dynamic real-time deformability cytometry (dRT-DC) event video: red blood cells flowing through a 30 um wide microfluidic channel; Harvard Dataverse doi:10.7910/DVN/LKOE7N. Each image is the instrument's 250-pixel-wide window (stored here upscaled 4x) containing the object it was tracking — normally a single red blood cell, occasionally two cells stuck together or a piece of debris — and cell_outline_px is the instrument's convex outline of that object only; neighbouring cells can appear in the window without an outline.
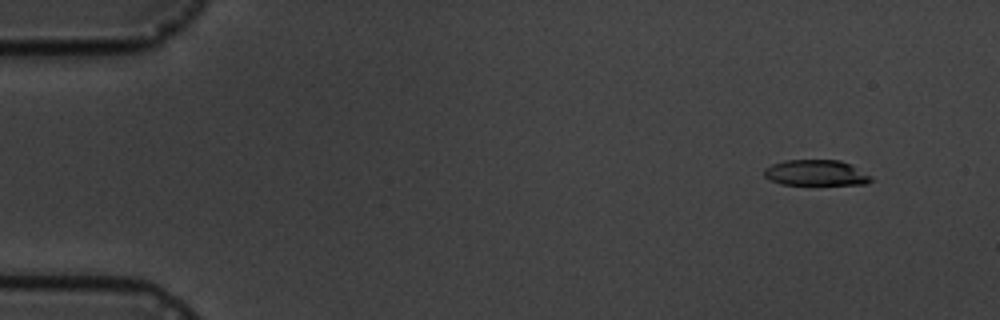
{"species": "common noctule bat (a hibernating species)", "species_latin": "Nyctalus noctula", "temperature_condition": "cold", "stored_images_in_passage": 6, "camera_frame_rate_fps": 3000, "um_per_image_px": 0.085, "animal": {"sex": "male", "body_mass_g": 19.5, "forearm_length_mm": 54.6}, "frame": {"image": 1, "passage_image": 2, "time_ms": 1.0, "image_size_px": [1000, 320], "cell_outline_px": [[872, 180], [868, 184], [780, 184], [764, 176], [764, 168], [772, 164], [784, 160], [840, 160], [852, 164], [872, 176]], "centroid_in_image_um": [69.38, 14.68], "position_along_channel_um": 15.6, "area_um2": 16.07}}
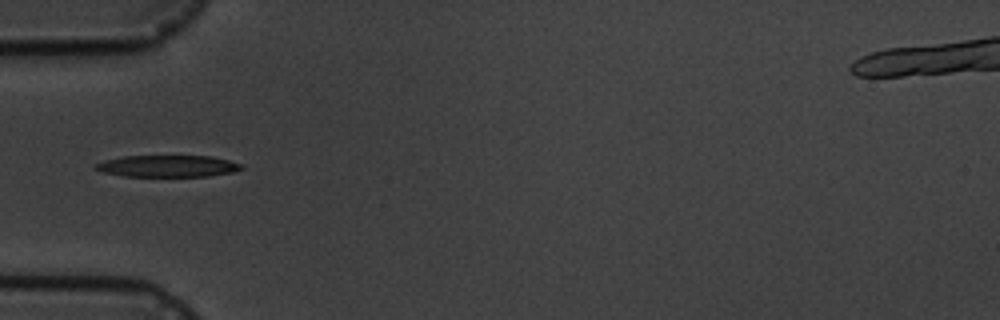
{"frame": {"image": 2, "passage_image": 6, "time_ms": 5.667, "image_size_px": [1000, 320], "cell_outline_px": [[244, 168], [232, 172], [208, 176], [124, 176], [104, 172], [96, 168], [96, 164], [104, 160], [124, 156], [212, 156], [244, 164]], "centroid_in_image_um": [14.31, 14.11], "position_along_channel_um": 70.7, "area_um2": 18.32}}